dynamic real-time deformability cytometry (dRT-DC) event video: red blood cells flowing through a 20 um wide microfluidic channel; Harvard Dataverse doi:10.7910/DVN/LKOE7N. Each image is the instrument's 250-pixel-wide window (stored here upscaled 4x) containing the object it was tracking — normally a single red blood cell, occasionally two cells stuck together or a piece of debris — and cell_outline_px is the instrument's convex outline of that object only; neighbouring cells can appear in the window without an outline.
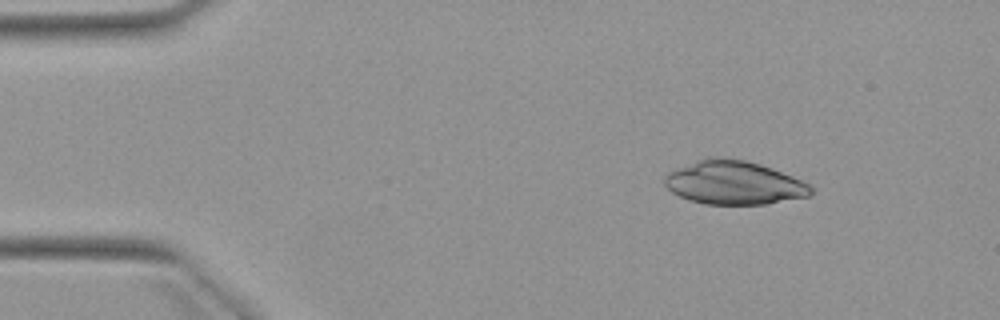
{"species": "Egyptian fruit bat (a non-hibernating species)", "species_latin": "Rousettus aegyptiacus", "temperature_condition": "warm", "stored_images_in_passage": 3, "camera_frame_rate_fps": 3000, "um_per_image_px": 0.085, "animal": {"sex": "female"}, "frame": {"image": 1, "passage_image": 1, "time_ms": 0.0, "image_size_px": [1000, 320], "cell_outline_px": [[816, 192], [808, 196], [764, 204], [704, 204], [688, 200], [672, 192], [664, 184], [664, 176], [668, 172], [676, 168], [696, 160], [708, 156], [716, 156], [744, 160], [760, 164], [772, 168], [792, 176], [808, 184]], "centroid_in_image_um": [62.35, 15.52], "position_along_channel_um": 22.6, "area_um2": 37.22}}